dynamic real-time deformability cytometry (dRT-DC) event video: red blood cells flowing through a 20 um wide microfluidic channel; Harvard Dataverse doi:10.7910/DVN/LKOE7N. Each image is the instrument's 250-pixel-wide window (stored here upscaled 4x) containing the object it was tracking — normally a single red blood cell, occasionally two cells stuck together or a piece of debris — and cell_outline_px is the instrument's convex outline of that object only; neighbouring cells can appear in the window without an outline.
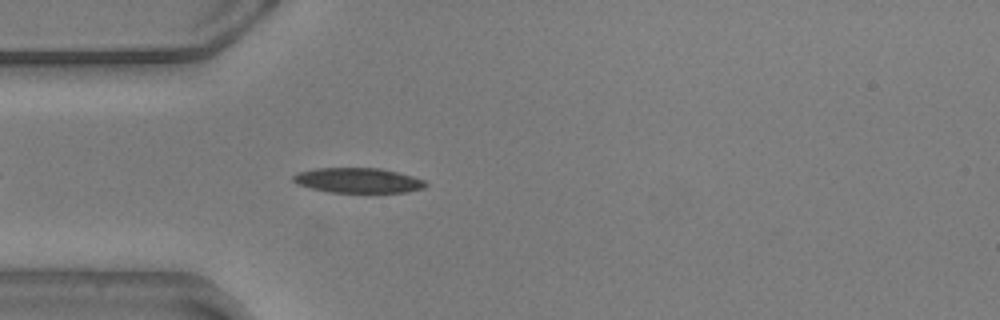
{"species": "common noctule bat (a hibernating species)", "species_latin": "Nyctalus noctula", "temperature_condition": "warm", "stored_images_in_passage": 8, "camera_frame_rate_fps": 3000, "um_per_image_px": 0.085, "animal": {"sex": "male", "body_mass_g": 20.5, "forearm_length_mm": 52.5}, "frame": {"image": 1, "passage_image": 4, "time_ms": 1.0, "image_size_px": [1000, 320], "cell_outline_px": [[428, 184], [424, 188], [404, 192], [332, 192], [312, 188], [296, 184], [292, 180], [292, 176], [296, 172], [316, 168], [380, 168], [412, 176], [424, 180]], "centroid_in_image_um": [30.4, 15.32], "position_along_channel_um": 54.6, "area_um2": 19.19}}